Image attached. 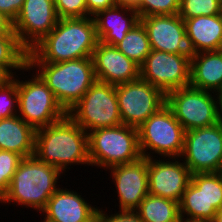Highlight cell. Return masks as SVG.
Wrapping results in <instances>:
<instances>
[{"label": "cell", "mask_w": 222, "mask_h": 222, "mask_svg": "<svg viewBox=\"0 0 222 222\" xmlns=\"http://www.w3.org/2000/svg\"><path fill=\"white\" fill-rule=\"evenodd\" d=\"M97 207H93L73 190L59 188L48 200L43 222H96Z\"/></svg>", "instance_id": "18"}, {"label": "cell", "mask_w": 222, "mask_h": 222, "mask_svg": "<svg viewBox=\"0 0 222 222\" xmlns=\"http://www.w3.org/2000/svg\"><path fill=\"white\" fill-rule=\"evenodd\" d=\"M59 19L88 17L86 0H54Z\"/></svg>", "instance_id": "32"}, {"label": "cell", "mask_w": 222, "mask_h": 222, "mask_svg": "<svg viewBox=\"0 0 222 222\" xmlns=\"http://www.w3.org/2000/svg\"><path fill=\"white\" fill-rule=\"evenodd\" d=\"M216 100L209 91L190 85L166 94V105L185 131L218 123Z\"/></svg>", "instance_id": "11"}, {"label": "cell", "mask_w": 222, "mask_h": 222, "mask_svg": "<svg viewBox=\"0 0 222 222\" xmlns=\"http://www.w3.org/2000/svg\"><path fill=\"white\" fill-rule=\"evenodd\" d=\"M116 96L122 124L137 129L166 105V94L142 78L116 85Z\"/></svg>", "instance_id": "9"}, {"label": "cell", "mask_w": 222, "mask_h": 222, "mask_svg": "<svg viewBox=\"0 0 222 222\" xmlns=\"http://www.w3.org/2000/svg\"><path fill=\"white\" fill-rule=\"evenodd\" d=\"M67 114L87 133L122 124L116 85L96 80Z\"/></svg>", "instance_id": "6"}, {"label": "cell", "mask_w": 222, "mask_h": 222, "mask_svg": "<svg viewBox=\"0 0 222 222\" xmlns=\"http://www.w3.org/2000/svg\"><path fill=\"white\" fill-rule=\"evenodd\" d=\"M92 60L96 80L118 85L140 78V66L115 46L98 41Z\"/></svg>", "instance_id": "17"}, {"label": "cell", "mask_w": 222, "mask_h": 222, "mask_svg": "<svg viewBox=\"0 0 222 222\" xmlns=\"http://www.w3.org/2000/svg\"><path fill=\"white\" fill-rule=\"evenodd\" d=\"M146 28L151 50L173 54H191L184 20L178 15H151L140 18Z\"/></svg>", "instance_id": "16"}, {"label": "cell", "mask_w": 222, "mask_h": 222, "mask_svg": "<svg viewBox=\"0 0 222 222\" xmlns=\"http://www.w3.org/2000/svg\"><path fill=\"white\" fill-rule=\"evenodd\" d=\"M18 116L35 130L67 115L54 93L36 73L29 81L18 80Z\"/></svg>", "instance_id": "8"}, {"label": "cell", "mask_w": 222, "mask_h": 222, "mask_svg": "<svg viewBox=\"0 0 222 222\" xmlns=\"http://www.w3.org/2000/svg\"><path fill=\"white\" fill-rule=\"evenodd\" d=\"M191 54L222 50V14L184 20Z\"/></svg>", "instance_id": "20"}, {"label": "cell", "mask_w": 222, "mask_h": 222, "mask_svg": "<svg viewBox=\"0 0 222 222\" xmlns=\"http://www.w3.org/2000/svg\"><path fill=\"white\" fill-rule=\"evenodd\" d=\"M17 108L18 79L11 76L2 85H0V120L18 115Z\"/></svg>", "instance_id": "30"}, {"label": "cell", "mask_w": 222, "mask_h": 222, "mask_svg": "<svg viewBox=\"0 0 222 222\" xmlns=\"http://www.w3.org/2000/svg\"><path fill=\"white\" fill-rule=\"evenodd\" d=\"M61 173L56 167L39 161L35 156L23 158L2 202H15L40 212L59 189L56 185Z\"/></svg>", "instance_id": "3"}, {"label": "cell", "mask_w": 222, "mask_h": 222, "mask_svg": "<svg viewBox=\"0 0 222 222\" xmlns=\"http://www.w3.org/2000/svg\"><path fill=\"white\" fill-rule=\"evenodd\" d=\"M34 156L65 172L73 164H89L88 133L68 114L57 122L37 129Z\"/></svg>", "instance_id": "2"}, {"label": "cell", "mask_w": 222, "mask_h": 222, "mask_svg": "<svg viewBox=\"0 0 222 222\" xmlns=\"http://www.w3.org/2000/svg\"><path fill=\"white\" fill-rule=\"evenodd\" d=\"M211 222H222V209H220Z\"/></svg>", "instance_id": "39"}, {"label": "cell", "mask_w": 222, "mask_h": 222, "mask_svg": "<svg viewBox=\"0 0 222 222\" xmlns=\"http://www.w3.org/2000/svg\"><path fill=\"white\" fill-rule=\"evenodd\" d=\"M10 77L11 76L2 67H0V85H2Z\"/></svg>", "instance_id": "38"}, {"label": "cell", "mask_w": 222, "mask_h": 222, "mask_svg": "<svg viewBox=\"0 0 222 222\" xmlns=\"http://www.w3.org/2000/svg\"><path fill=\"white\" fill-rule=\"evenodd\" d=\"M58 20L54 0H25L13 29L20 45L29 52L55 28Z\"/></svg>", "instance_id": "13"}, {"label": "cell", "mask_w": 222, "mask_h": 222, "mask_svg": "<svg viewBox=\"0 0 222 222\" xmlns=\"http://www.w3.org/2000/svg\"><path fill=\"white\" fill-rule=\"evenodd\" d=\"M173 161L148 158V191L179 203L192 174L185 163L175 158Z\"/></svg>", "instance_id": "14"}, {"label": "cell", "mask_w": 222, "mask_h": 222, "mask_svg": "<svg viewBox=\"0 0 222 222\" xmlns=\"http://www.w3.org/2000/svg\"><path fill=\"white\" fill-rule=\"evenodd\" d=\"M222 14V0H180L178 15L183 19Z\"/></svg>", "instance_id": "28"}, {"label": "cell", "mask_w": 222, "mask_h": 222, "mask_svg": "<svg viewBox=\"0 0 222 222\" xmlns=\"http://www.w3.org/2000/svg\"><path fill=\"white\" fill-rule=\"evenodd\" d=\"M137 130L142 157L151 158L150 152H146L151 150L168 157V160L169 157L180 158L186 131L167 105L151 115Z\"/></svg>", "instance_id": "7"}, {"label": "cell", "mask_w": 222, "mask_h": 222, "mask_svg": "<svg viewBox=\"0 0 222 222\" xmlns=\"http://www.w3.org/2000/svg\"><path fill=\"white\" fill-rule=\"evenodd\" d=\"M93 18L98 40L111 46L120 43L127 32L140 21L138 13L132 5L120 2L113 7L99 11Z\"/></svg>", "instance_id": "19"}, {"label": "cell", "mask_w": 222, "mask_h": 222, "mask_svg": "<svg viewBox=\"0 0 222 222\" xmlns=\"http://www.w3.org/2000/svg\"><path fill=\"white\" fill-rule=\"evenodd\" d=\"M36 130L18 115L0 120V150L34 156Z\"/></svg>", "instance_id": "22"}, {"label": "cell", "mask_w": 222, "mask_h": 222, "mask_svg": "<svg viewBox=\"0 0 222 222\" xmlns=\"http://www.w3.org/2000/svg\"><path fill=\"white\" fill-rule=\"evenodd\" d=\"M25 0H0V12L4 13L13 22L18 17Z\"/></svg>", "instance_id": "34"}, {"label": "cell", "mask_w": 222, "mask_h": 222, "mask_svg": "<svg viewBox=\"0 0 222 222\" xmlns=\"http://www.w3.org/2000/svg\"><path fill=\"white\" fill-rule=\"evenodd\" d=\"M217 117H218V124L222 126V92H219L217 94Z\"/></svg>", "instance_id": "37"}, {"label": "cell", "mask_w": 222, "mask_h": 222, "mask_svg": "<svg viewBox=\"0 0 222 222\" xmlns=\"http://www.w3.org/2000/svg\"><path fill=\"white\" fill-rule=\"evenodd\" d=\"M115 47L127 58L141 66L151 52L148 34L142 22L139 21L134 25Z\"/></svg>", "instance_id": "25"}, {"label": "cell", "mask_w": 222, "mask_h": 222, "mask_svg": "<svg viewBox=\"0 0 222 222\" xmlns=\"http://www.w3.org/2000/svg\"><path fill=\"white\" fill-rule=\"evenodd\" d=\"M136 0H119L120 3H126L132 5Z\"/></svg>", "instance_id": "40"}, {"label": "cell", "mask_w": 222, "mask_h": 222, "mask_svg": "<svg viewBox=\"0 0 222 222\" xmlns=\"http://www.w3.org/2000/svg\"><path fill=\"white\" fill-rule=\"evenodd\" d=\"M179 213L181 220L206 222L205 173L191 175L179 202Z\"/></svg>", "instance_id": "23"}, {"label": "cell", "mask_w": 222, "mask_h": 222, "mask_svg": "<svg viewBox=\"0 0 222 222\" xmlns=\"http://www.w3.org/2000/svg\"><path fill=\"white\" fill-rule=\"evenodd\" d=\"M143 222H181L179 203L148 194L135 210Z\"/></svg>", "instance_id": "24"}, {"label": "cell", "mask_w": 222, "mask_h": 222, "mask_svg": "<svg viewBox=\"0 0 222 222\" xmlns=\"http://www.w3.org/2000/svg\"><path fill=\"white\" fill-rule=\"evenodd\" d=\"M206 222L222 209V172L205 173Z\"/></svg>", "instance_id": "27"}, {"label": "cell", "mask_w": 222, "mask_h": 222, "mask_svg": "<svg viewBox=\"0 0 222 222\" xmlns=\"http://www.w3.org/2000/svg\"><path fill=\"white\" fill-rule=\"evenodd\" d=\"M27 53L20 45L15 33L0 34V67L10 76H14L11 69H31L27 65Z\"/></svg>", "instance_id": "26"}, {"label": "cell", "mask_w": 222, "mask_h": 222, "mask_svg": "<svg viewBox=\"0 0 222 222\" xmlns=\"http://www.w3.org/2000/svg\"><path fill=\"white\" fill-rule=\"evenodd\" d=\"M181 222H202V221H186V220H181Z\"/></svg>", "instance_id": "41"}, {"label": "cell", "mask_w": 222, "mask_h": 222, "mask_svg": "<svg viewBox=\"0 0 222 222\" xmlns=\"http://www.w3.org/2000/svg\"><path fill=\"white\" fill-rule=\"evenodd\" d=\"M119 0H86L88 17H94L99 11L113 7Z\"/></svg>", "instance_id": "35"}, {"label": "cell", "mask_w": 222, "mask_h": 222, "mask_svg": "<svg viewBox=\"0 0 222 222\" xmlns=\"http://www.w3.org/2000/svg\"><path fill=\"white\" fill-rule=\"evenodd\" d=\"M91 166L110 168L142 158L137 128L120 124L88 132Z\"/></svg>", "instance_id": "5"}, {"label": "cell", "mask_w": 222, "mask_h": 222, "mask_svg": "<svg viewBox=\"0 0 222 222\" xmlns=\"http://www.w3.org/2000/svg\"><path fill=\"white\" fill-rule=\"evenodd\" d=\"M21 155L12 151L0 150V195L8 191L13 175L18 168Z\"/></svg>", "instance_id": "31"}, {"label": "cell", "mask_w": 222, "mask_h": 222, "mask_svg": "<svg viewBox=\"0 0 222 222\" xmlns=\"http://www.w3.org/2000/svg\"><path fill=\"white\" fill-rule=\"evenodd\" d=\"M190 86L222 92V50L191 54Z\"/></svg>", "instance_id": "21"}, {"label": "cell", "mask_w": 222, "mask_h": 222, "mask_svg": "<svg viewBox=\"0 0 222 222\" xmlns=\"http://www.w3.org/2000/svg\"><path fill=\"white\" fill-rule=\"evenodd\" d=\"M191 54L151 50L140 66V78L165 94L190 85Z\"/></svg>", "instance_id": "12"}, {"label": "cell", "mask_w": 222, "mask_h": 222, "mask_svg": "<svg viewBox=\"0 0 222 222\" xmlns=\"http://www.w3.org/2000/svg\"><path fill=\"white\" fill-rule=\"evenodd\" d=\"M181 157L191 174L222 172V126L186 131Z\"/></svg>", "instance_id": "10"}, {"label": "cell", "mask_w": 222, "mask_h": 222, "mask_svg": "<svg viewBox=\"0 0 222 222\" xmlns=\"http://www.w3.org/2000/svg\"><path fill=\"white\" fill-rule=\"evenodd\" d=\"M15 33L13 29V21L4 13L0 12V34Z\"/></svg>", "instance_id": "36"}, {"label": "cell", "mask_w": 222, "mask_h": 222, "mask_svg": "<svg viewBox=\"0 0 222 222\" xmlns=\"http://www.w3.org/2000/svg\"><path fill=\"white\" fill-rule=\"evenodd\" d=\"M27 65L31 69H39L37 74L66 111L75 105L96 81L92 57Z\"/></svg>", "instance_id": "4"}, {"label": "cell", "mask_w": 222, "mask_h": 222, "mask_svg": "<svg viewBox=\"0 0 222 222\" xmlns=\"http://www.w3.org/2000/svg\"><path fill=\"white\" fill-rule=\"evenodd\" d=\"M103 210L97 209L96 222H143L136 211L120 210L119 213L105 214Z\"/></svg>", "instance_id": "33"}, {"label": "cell", "mask_w": 222, "mask_h": 222, "mask_svg": "<svg viewBox=\"0 0 222 222\" xmlns=\"http://www.w3.org/2000/svg\"><path fill=\"white\" fill-rule=\"evenodd\" d=\"M93 17L59 19L27 53V63H58L92 57L98 43Z\"/></svg>", "instance_id": "1"}, {"label": "cell", "mask_w": 222, "mask_h": 222, "mask_svg": "<svg viewBox=\"0 0 222 222\" xmlns=\"http://www.w3.org/2000/svg\"><path fill=\"white\" fill-rule=\"evenodd\" d=\"M119 196L120 210L135 211L148 191V158L136 162L115 165L110 168Z\"/></svg>", "instance_id": "15"}, {"label": "cell", "mask_w": 222, "mask_h": 222, "mask_svg": "<svg viewBox=\"0 0 222 222\" xmlns=\"http://www.w3.org/2000/svg\"><path fill=\"white\" fill-rule=\"evenodd\" d=\"M132 6L139 18L151 15H174L179 13L180 0H136Z\"/></svg>", "instance_id": "29"}]
</instances>
